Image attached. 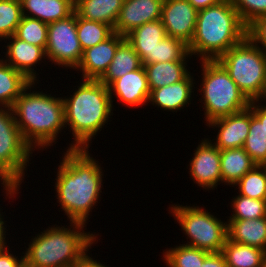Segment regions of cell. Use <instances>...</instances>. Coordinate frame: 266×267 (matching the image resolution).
Returning <instances> with one entry per match:
<instances>
[{"mask_svg": "<svg viewBox=\"0 0 266 267\" xmlns=\"http://www.w3.org/2000/svg\"><path fill=\"white\" fill-rule=\"evenodd\" d=\"M102 176V167L88 149L66 150L58 166L55 189L70 222L86 224L102 192Z\"/></svg>", "mask_w": 266, "mask_h": 267, "instance_id": "1", "label": "cell"}, {"mask_svg": "<svg viewBox=\"0 0 266 267\" xmlns=\"http://www.w3.org/2000/svg\"><path fill=\"white\" fill-rule=\"evenodd\" d=\"M35 84L32 82L11 107L21 136L33 151L37 147L46 149L54 145L65 128L63 98L39 91L31 92Z\"/></svg>", "mask_w": 266, "mask_h": 267, "instance_id": "2", "label": "cell"}, {"mask_svg": "<svg viewBox=\"0 0 266 267\" xmlns=\"http://www.w3.org/2000/svg\"><path fill=\"white\" fill-rule=\"evenodd\" d=\"M79 85L73 96L63 98L65 127H71L74 137L68 150L90 148L92 138L113 114L108 86L99 80H82Z\"/></svg>", "mask_w": 266, "mask_h": 267, "instance_id": "3", "label": "cell"}, {"mask_svg": "<svg viewBox=\"0 0 266 267\" xmlns=\"http://www.w3.org/2000/svg\"><path fill=\"white\" fill-rule=\"evenodd\" d=\"M85 226L70 222L68 228L54 225L35 234L23 253L25 267H76L99 235L87 233Z\"/></svg>", "mask_w": 266, "mask_h": 267, "instance_id": "4", "label": "cell"}, {"mask_svg": "<svg viewBox=\"0 0 266 267\" xmlns=\"http://www.w3.org/2000/svg\"><path fill=\"white\" fill-rule=\"evenodd\" d=\"M246 30L231 0L222 1L198 11L195 34L188 51L201 61L218 60L246 37Z\"/></svg>", "mask_w": 266, "mask_h": 267, "instance_id": "5", "label": "cell"}, {"mask_svg": "<svg viewBox=\"0 0 266 267\" xmlns=\"http://www.w3.org/2000/svg\"><path fill=\"white\" fill-rule=\"evenodd\" d=\"M201 64L203 77L199 92L203 93L205 123L249 107L250 101L218 60H202Z\"/></svg>", "mask_w": 266, "mask_h": 267, "instance_id": "6", "label": "cell"}, {"mask_svg": "<svg viewBox=\"0 0 266 267\" xmlns=\"http://www.w3.org/2000/svg\"><path fill=\"white\" fill-rule=\"evenodd\" d=\"M218 61L249 101L261 100L266 86V53L247 37Z\"/></svg>", "mask_w": 266, "mask_h": 267, "instance_id": "7", "label": "cell"}, {"mask_svg": "<svg viewBox=\"0 0 266 267\" xmlns=\"http://www.w3.org/2000/svg\"><path fill=\"white\" fill-rule=\"evenodd\" d=\"M32 151L21 136L12 109L0 106V180L6 196L18 193Z\"/></svg>", "mask_w": 266, "mask_h": 267, "instance_id": "8", "label": "cell"}, {"mask_svg": "<svg viewBox=\"0 0 266 267\" xmlns=\"http://www.w3.org/2000/svg\"><path fill=\"white\" fill-rule=\"evenodd\" d=\"M171 214L187 235L184 245L196 247L210 253H219L228 238L227 222L208 213L199 206L171 205Z\"/></svg>", "mask_w": 266, "mask_h": 267, "instance_id": "9", "label": "cell"}, {"mask_svg": "<svg viewBox=\"0 0 266 267\" xmlns=\"http://www.w3.org/2000/svg\"><path fill=\"white\" fill-rule=\"evenodd\" d=\"M46 59L61 67L76 69L83 49L77 37V14L48 24Z\"/></svg>", "mask_w": 266, "mask_h": 267, "instance_id": "10", "label": "cell"}, {"mask_svg": "<svg viewBox=\"0 0 266 267\" xmlns=\"http://www.w3.org/2000/svg\"><path fill=\"white\" fill-rule=\"evenodd\" d=\"M197 13L188 0H164L161 21L166 35L189 45L195 34Z\"/></svg>", "mask_w": 266, "mask_h": 267, "instance_id": "11", "label": "cell"}, {"mask_svg": "<svg viewBox=\"0 0 266 267\" xmlns=\"http://www.w3.org/2000/svg\"><path fill=\"white\" fill-rule=\"evenodd\" d=\"M189 163L190 178L203 189L212 190L222 183L220 149L208 138L197 146Z\"/></svg>", "mask_w": 266, "mask_h": 267, "instance_id": "12", "label": "cell"}, {"mask_svg": "<svg viewBox=\"0 0 266 267\" xmlns=\"http://www.w3.org/2000/svg\"><path fill=\"white\" fill-rule=\"evenodd\" d=\"M126 38L114 32L108 39L83 51L77 70L82 72V80H99L112 62L119 44Z\"/></svg>", "mask_w": 266, "mask_h": 267, "instance_id": "13", "label": "cell"}, {"mask_svg": "<svg viewBox=\"0 0 266 267\" xmlns=\"http://www.w3.org/2000/svg\"><path fill=\"white\" fill-rule=\"evenodd\" d=\"M164 0H124L114 26V32L126 36L134 28L161 20Z\"/></svg>", "mask_w": 266, "mask_h": 267, "instance_id": "14", "label": "cell"}, {"mask_svg": "<svg viewBox=\"0 0 266 267\" xmlns=\"http://www.w3.org/2000/svg\"><path fill=\"white\" fill-rule=\"evenodd\" d=\"M207 126L220 129L213 143L220 150L243 147L250 128V108L212 120Z\"/></svg>", "mask_w": 266, "mask_h": 267, "instance_id": "15", "label": "cell"}, {"mask_svg": "<svg viewBox=\"0 0 266 267\" xmlns=\"http://www.w3.org/2000/svg\"><path fill=\"white\" fill-rule=\"evenodd\" d=\"M111 100L116 95L117 100L129 107L146 105L150 96L147 75L144 66L126 73L116 79L109 87ZM115 94H114V93Z\"/></svg>", "mask_w": 266, "mask_h": 267, "instance_id": "16", "label": "cell"}, {"mask_svg": "<svg viewBox=\"0 0 266 267\" xmlns=\"http://www.w3.org/2000/svg\"><path fill=\"white\" fill-rule=\"evenodd\" d=\"M6 39L10 40L5 46L7 48L4 56L6 59H1L24 74L31 82L38 81L37 72L33 66L36 67L37 63L39 64L41 60L46 59L45 51L39 46L17 38L15 35L4 40Z\"/></svg>", "mask_w": 266, "mask_h": 267, "instance_id": "17", "label": "cell"}, {"mask_svg": "<svg viewBox=\"0 0 266 267\" xmlns=\"http://www.w3.org/2000/svg\"><path fill=\"white\" fill-rule=\"evenodd\" d=\"M193 78L189 73L179 82L150 90L148 103L152 102L153 106L173 112L183 109L192 100Z\"/></svg>", "mask_w": 266, "mask_h": 267, "instance_id": "18", "label": "cell"}, {"mask_svg": "<svg viewBox=\"0 0 266 267\" xmlns=\"http://www.w3.org/2000/svg\"><path fill=\"white\" fill-rule=\"evenodd\" d=\"M166 36L162 21L156 20L134 28L126 35V39L140 56L142 64H151L155 63V50L158 43Z\"/></svg>", "mask_w": 266, "mask_h": 267, "instance_id": "19", "label": "cell"}, {"mask_svg": "<svg viewBox=\"0 0 266 267\" xmlns=\"http://www.w3.org/2000/svg\"><path fill=\"white\" fill-rule=\"evenodd\" d=\"M228 239L246 244L266 252V217L259 219H229L227 221Z\"/></svg>", "mask_w": 266, "mask_h": 267, "instance_id": "20", "label": "cell"}, {"mask_svg": "<svg viewBox=\"0 0 266 267\" xmlns=\"http://www.w3.org/2000/svg\"><path fill=\"white\" fill-rule=\"evenodd\" d=\"M21 6L23 16L47 24L64 19L74 12L72 0H22Z\"/></svg>", "mask_w": 266, "mask_h": 267, "instance_id": "21", "label": "cell"}, {"mask_svg": "<svg viewBox=\"0 0 266 267\" xmlns=\"http://www.w3.org/2000/svg\"><path fill=\"white\" fill-rule=\"evenodd\" d=\"M257 164L243 147L220 150L222 183L234 185Z\"/></svg>", "mask_w": 266, "mask_h": 267, "instance_id": "22", "label": "cell"}, {"mask_svg": "<svg viewBox=\"0 0 266 267\" xmlns=\"http://www.w3.org/2000/svg\"><path fill=\"white\" fill-rule=\"evenodd\" d=\"M124 0H80L75 6L76 14L89 21L110 25L113 29Z\"/></svg>", "mask_w": 266, "mask_h": 267, "instance_id": "23", "label": "cell"}, {"mask_svg": "<svg viewBox=\"0 0 266 267\" xmlns=\"http://www.w3.org/2000/svg\"><path fill=\"white\" fill-rule=\"evenodd\" d=\"M142 66L140 56L134 50L132 44L125 38L119 44L112 62L99 81L109 87L116 79Z\"/></svg>", "mask_w": 266, "mask_h": 267, "instance_id": "24", "label": "cell"}, {"mask_svg": "<svg viewBox=\"0 0 266 267\" xmlns=\"http://www.w3.org/2000/svg\"><path fill=\"white\" fill-rule=\"evenodd\" d=\"M188 61H169L143 64L150 90L174 84L183 80L190 72Z\"/></svg>", "mask_w": 266, "mask_h": 267, "instance_id": "25", "label": "cell"}, {"mask_svg": "<svg viewBox=\"0 0 266 267\" xmlns=\"http://www.w3.org/2000/svg\"><path fill=\"white\" fill-rule=\"evenodd\" d=\"M31 83L24 74L0 59V106L11 108Z\"/></svg>", "mask_w": 266, "mask_h": 267, "instance_id": "26", "label": "cell"}, {"mask_svg": "<svg viewBox=\"0 0 266 267\" xmlns=\"http://www.w3.org/2000/svg\"><path fill=\"white\" fill-rule=\"evenodd\" d=\"M221 253L228 267H261L266 254L262 249L232 242L228 238Z\"/></svg>", "mask_w": 266, "mask_h": 267, "instance_id": "27", "label": "cell"}, {"mask_svg": "<svg viewBox=\"0 0 266 267\" xmlns=\"http://www.w3.org/2000/svg\"><path fill=\"white\" fill-rule=\"evenodd\" d=\"M244 150L257 165L266 163V129L264 122H260L250 109V128Z\"/></svg>", "mask_w": 266, "mask_h": 267, "instance_id": "28", "label": "cell"}, {"mask_svg": "<svg viewBox=\"0 0 266 267\" xmlns=\"http://www.w3.org/2000/svg\"><path fill=\"white\" fill-rule=\"evenodd\" d=\"M175 247L166 249L165 253L163 250V258L168 267H201L204 259L210 254L184 244Z\"/></svg>", "mask_w": 266, "mask_h": 267, "instance_id": "29", "label": "cell"}, {"mask_svg": "<svg viewBox=\"0 0 266 267\" xmlns=\"http://www.w3.org/2000/svg\"><path fill=\"white\" fill-rule=\"evenodd\" d=\"M114 29L105 23L85 20L77 15V37L84 50L105 41Z\"/></svg>", "mask_w": 266, "mask_h": 267, "instance_id": "30", "label": "cell"}, {"mask_svg": "<svg viewBox=\"0 0 266 267\" xmlns=\"http://www.w3.org/2000/svg\"><path fill=\"white\" fill-rule=\"evenodd\" d=\"M234 186H238L239 194L254 199L266 200V169L256 165L247 172Z\"/></svg>", "mask_w": 266, "mask_h": 267, "instance_id": "31", "label": "cell"}, {"mask_svg": "<svg viewBox=\"0 0 266 267\" xmlns=\"http://www.w3.org/2000/svg\"><path fill=\"white\" fill-rule=\"evenodd\" d=\"M47 31V23L36 18L23 16L14 35L27 43L41 47L45 51Z\"/></svg>", "mask_w": 266, "mask_h": 267, "instance_id": "32", "label": "cell"}, {"mask_svg": "<svg viewBox=\"0 0 266 267\" xmlns=\"http://www.w3.org/2000/svg\"><path fill=\"white\" fill-rule=\"evenodd\" d=\"M22 17L21 2L0 0V41L15 34Z\"/></svg>", "mask_w": 266, "mask_h": 267, "instance_id": "33", "label": "cell"}, {"mask_svg": "<svg viewBox=\"0 0 266 267\" xmlns=\"http://www.w3.org/2000/svg\"><path fill=\"white\" fill-rule=\"evenodd\" d=\"M233 214L229 219H259L266 217V200H259L238 194L232 200Z\"/></svg>", "mask_w": 266, "mask_h": 267, "instance_id": "34", "label": "cell"}, {"mask_svg": "<svg viewBox=\"0 0 266 267\" xmlns=\"http://www.w3.org/2000/svg\"><path fill=\"white\" fill-rule=\"evenodd\" d=\"M192 56L188 51V45L182 40L166 36L155 50V63L169 61H187Z\"/></svg>", "mask_w": 266, "mask_h": 267, "instance_id": "35", "label": "cell"}, {"mask_svg": "<svg viewBox=\"0 0 266 267\" xmlns=\"http://www.w3.org/2000/svg\"><path fill=\"white\" fill-rule=\"evenodd\" d=\"M231 2L246 27L255 19L266 16V0H231Z\"/></svg>", "mask_w": 266, "mask_h": 267, "instance_id": "36", "label": "cell"}, {"mask_svg": "<svg viewBox=\"0 0 266 267\" xmlns=\"http://www.w3.org/2000/svg\"><path fill=\"white\" fill-rule=\"evenodd\" d=\"M246 37L266 53V16L255 19L247 26Z\"/></svg>", "mask_w": 266, "mask_h": 267, "instance_id": "37", "label": "cell"}, {"mask_svg": "<svg viewBox=\"0 0 266 267\" xmlns=\"http://www.w3.org/2000/svg\"><path fill=\"white\" fill-rule=\"evenodd\" d=\"M8 250L7 247L0 249V267H25L24 256L19 259Z\"/></svg>", "mask_w": 266, "mask_h": 267, "instance_id": "38", "label": "cell"}, {"mask_svg": "<svg viewBox=\"0 0 266 267\" xmlns=\"http://www.w3.org/2000/svg\"><path fill=\"white\" fill-rule=\"evenodd\" d=\"M201 267H228L221 252L210 253L202 262Z\"/></svg>", "mask_w": 266, "mask_h": 267, "instance_id": "39", "label": "cell"}, {"mask_svg": "<svg viewBox=\"0 0 266 267\" xmlns=\"http://www.w3.org/2000/svg\"><path fill=\"white\" fill-rule=\"evenodd\" d=\"M259 100L250 101L249 108L252 110L253 115L260 121L264 122L266 129V106L259 104ZM258 103V104H257Z\"/></svg>", "mask_w": 266, "mask_h": 267, "instance_id": "40", "label": "cell"}, {"mask_svg": "<svg viewBox=\"0 0 266 267\" xmlns=\"http://www.w3.org/2000/svg\"><path fill=\"white\" fill-rule=\"evenodd\" d=\"M192 5L193 7L199 11V10H202V9H205L209 6H213V5H216L222 1H225V0H188Z\"/></svg>", "mask_w": 266, "mask_h": 267, "instance_id": "41", "label": "cell"}, {"mask_svg": "<svg viewBox=\"0 0 266 267\" xmlns=\"http://www.w3.org/2000/svg\"><path fill=\"white\" fill-rule=\"evenodd\" d=\"M76 267H107V266L100 263L97 260H93V258H91L89 255L86 254L81 259V261L76 265Z\"/></svg>", "mask_w": 266, "mask_h": 267, "instance_id": "42", "label": "cell"}, {"mask_svg": "<svg viewBox=\"0 0 266 267\" xmlns=\"http://www.w3.org/2000/svg\"><path fill=\"white\" fill-rule=\"evenodd\" d=\"M1 211V210H0ZM4 217L2 218L1 212H0V249L6 247V226L4 225ZM5 227V228H4Z\"/></svg>", "mask_w": 266, "mask_h": 267, "instance_id": "43", "label": "cell"}, {"mask_svg": "<svg viewBox=\"0 0 266 267\" xmlns=\"http://www.w3.org/2000/svg\"><path fill=\"white\" fill-rule=\"evenodd\" d=\"M261 267H266V254L263 257V261H262V266Z\"/></svg>", "mask_w": 266, "mask_h": 267, "instance_id": "44", "label": "cell"}, {"mask_svg": "<svg viewBox=\"0 0 266 267\" xmlns=\"http://www.w3.org/2000/svg\"><path fill=\"white\" fill-rule=\"evenodd\" d=\"M263 99L261 101H263L264 99H266V86H265V90H264V94H263Z\"/></svg>", "mask_w": 266, "mask_h": 267, "instance_id": "45", "label": "cell"}, {"mask_svg": "<svg viewBox=\"0 0 266 267\" xmlns=\"http://www.w3.org/2000/svg\"><path fill=\"white\" fill-rule=\"evenodd\" d=\"M72 1H73L74 6H75L80 0H72Z\"/></svg>", "mask_w": 266, "mask_h": 267, "instance_id": "46", "label": "cell"}]
</instances>
